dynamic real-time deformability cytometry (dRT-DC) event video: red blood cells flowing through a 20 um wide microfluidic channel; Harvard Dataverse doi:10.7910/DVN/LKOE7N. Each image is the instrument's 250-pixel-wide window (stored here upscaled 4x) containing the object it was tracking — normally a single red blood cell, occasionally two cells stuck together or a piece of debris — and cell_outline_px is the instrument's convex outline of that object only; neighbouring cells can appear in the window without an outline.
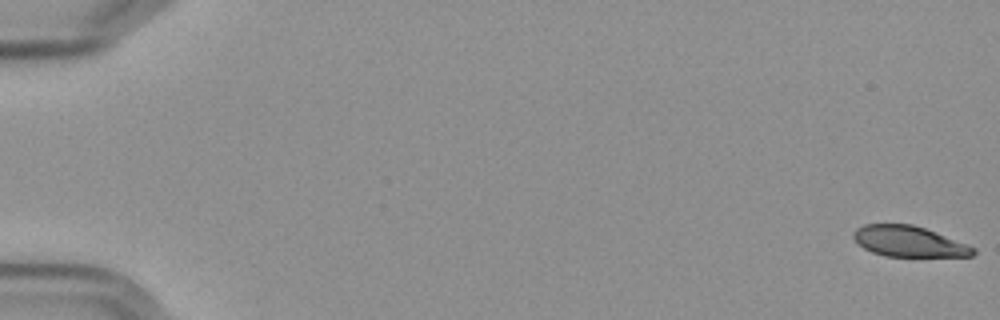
{"species": "Egyptian fruit bat (a non-hibernating species)", "species_latin": "Rousettus aegyptiacus", "temperature_condition": "cold", "stored_images_in_passage": 58, "camera_frame_rate_fps": 3000, "um_per_image_px": 0.085, "frame": {"image": 1, "passage_image": 1, "time_ms": 0.0, "image_size_px": [1000, 320], "cell_outline_px": [[976, 252], [972, 256], [884, 256], [872, 252], [864, 248], [852, 236], [852, 232], [856, 228], [864, 224], [912, 224], [936, 232], [968, 244], [976, 248]], "centroid_in_image_um": [77.26, 20.52], "position_along_channel_um": 7.7, "area_um2": 21.39}}
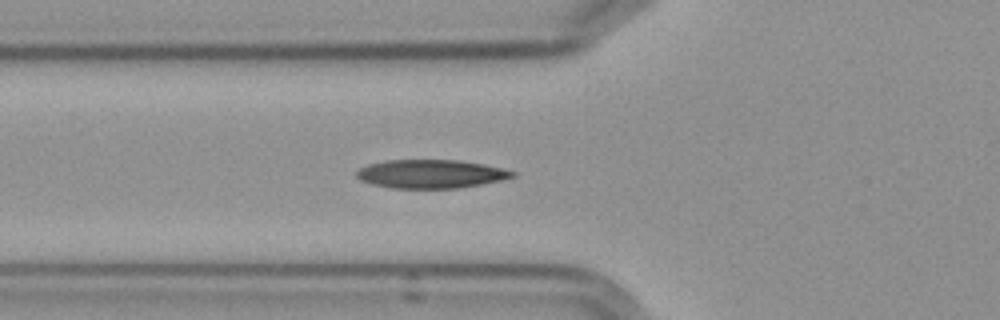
{"frame": {"image": 2, "passage_image": 22, "time_ms": 7.0, "image_size_px": [1000, 320], "cell_outline_px": [[516, 176], [504, 180], [484, 184], [460, 188], [392, 188], [372, 184], [360, 180], [356, 176], [356, 172], [360, 168], [368, 164], [388, 160], [456, 160], [484, 164], [516, 172]], "centroid_in_image_um": [36.64, 14.79], "position_along_channel_um": 89.2, "area_um2": 26.01}}
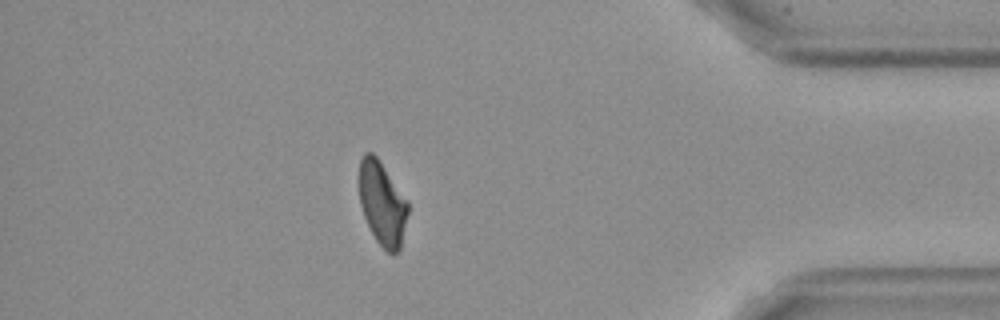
{"frame": {"image": 3, "passage_image": 51, "time_ms": 16.667, "image_size_px": [1000, 320], "cell_outline_px": [[408, 212], [400, 248], [392, 256], [376, 240], [364, 216], [360, 204], [360, 160], [364, 152], [372, 152], [376, 156], [408, 200]], "centroid_in_image_um": [32.5, 17.29], "position_along_channel_um": 402.7, "area_um2": 23.47}, "authors_computed_cell_mechanics": {"area_um2": 24.8251, "velocity_mm_per_s": 3.5867, "shape_relaxation_time_tau1_ms": 7.5037, "shape_relaxation_time_tau2_ms": 10.4808, "deformation_change_tau1": 0.1829, "deformation_change_tau2": 0.1637}}